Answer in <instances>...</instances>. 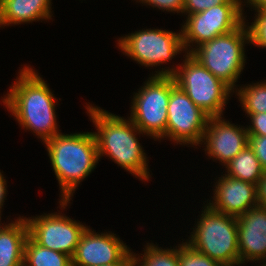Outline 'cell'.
<instances>
[{"instance_id": "obj_1", "label": "cell", "mask_w": 266, "mask_h": 266, "mask_svg": "<svg viewBox=\"0 0 266 266\" xmlns=\"http://www.w3.org/2000/svg\"><path fill=\"white\" fill-rule=\"evenodd\" d=\"M3 103L22 128L32 130L42 142L61 133L56 123V98L33 68L23 67Z\"/></svg>"}, {"instance_id": "obj_2", "label": "cell", "mask_w": 266, "mask_h": 266, "mask_svg": "<svg viewBox=\"0 0 266 266\" xmlns=\"http://www.w3.org/2000/svg\"><path fill=\"white\" fill-rule=\"evenodd\" d=\"M90 119L98 132H93L98 157L107 155L116 164L141 180H149L146 153H144L136 134L142 133L131 121L109 113L98 106H86Z\"/></svg>"}, {"instance_id": "obj_3", "label": "cell", "mask_w": 266, "mask_h": 266, "mask_svg": "<svg viewBox=\"0 0 266 266\" xmlns=\"http://www.w3.org/2000/svg\"><path fill=\"white\" fill-rule=\"evenodd\" d=\"M44 144L61 189L60 207L65 209L78 184L99 161L96 139L93 132L59 133Z\"/></svg>"}, {"instance_id": "obj_4", "label": "cell", "mask_w": 266, "mask_h": 266, "mask_svg": "<svg viewBox=\"0 0 266 266\" xmlns=\"http://www.w3.org/2000/svg\"><path fill=\"white\" fill-rule=\"evenodd\" d=\"M182 65L156 71L154 75L173 76L175 83L194 104L210 117L222 116L225 105L233 91L222 80L214 76L190 53L184 55ZM165 69V70H164Z\"/></svg>"}, {"instance_id": "obj_5", "label": "cell", "mask_w": 266, "mask_h": 266, "mask_svg": "<svg viewBox=\"0 0 266 266\" xmlns=\"http://www.w3.org/2000/svg\"><path fill=\"white\" fill-rule=\"evenodd\" d=\"M200 220L186 242L221 266L240 265L237 217L204 206Z\"/></svg>"}, {"instance_id": "obj_6", "label": "cell", "mask_w": 266, "mask_h": 266, "mask_svg": "<svg viewBox=\"0 0 266 266\" xmlns=\"http://www.w3.org/2000/svg\"><path fill=\"white\" fill-rule=\"evenodd\" d=\"M250 43L246 22L229 33L219 35L204 42L190 53L214 76L227 84L234 92V87L245 66V44Z\"/></svg>"}, {"instance_id": "obj_7", "label": "cell", "mask_w": 266, "mask_h": 266, "mask_svg": "<svg viewBox=\"0 0 266 266\" xmlns=\"http://www.w3.org/2000/svg\"><path fill=\"white\" fill-rule=\"evenodd\" d=\"M171 92V76L154 75L133 96L130 118L134 125L153 139L166 133L167 106Z\"/></svg>"}, {"instance_id": "obj_8", "label": "cell", "mask_w": 266, "mask_h": 266, "mask_svg": "<svg viewBox=\"0 0 266 266\" xmlns=\"http://www.w3.org/2000/svg\"><path fill=\"white\" fill-rule=\"evenodd\" d=\"M242 3L244 2L241 0H228L225 4L188 15L186 22L181 27L185 53H191L195 43H197L195 47H198L204 42L240 27L245 22Z\"/></svg>"}, {"instance_id": "obj_9", "label": "cell", "mask_w": 266, "mask_h": 266, "mask_svg": "<svg viewBox=\"0 0 266 266\" xmlns=\"http://www.w3.org/2000/svg\"><path fill=\"white\" fill-rule=\"evenodd\" d=\"M118 48L145 67L159 66L184 50L182 34L161 29H144L118 40Z\"/></svg>"}, {"instance_id": "obj_10", "label": "cell", "mask_w": 266, "mask_h": 266, "mask_svg": "<svg viewBox=\"0 0 266 266\" xmlns=\"http://www.w3.org/2000/svg\"><path fill=\"white\" fill-rule=\"evenodd\" d=\"M167 112L165 138L168 137L181 145L197 146L202 144L210 116L194 104L175 83L173 76H171V92Z\"/></svg>"}, {"instance_id": "obj_11", "label": "cell", "mask_w": 266, "mask_h": 266, "mask_svg": "<svg viewBox=\"0 0 266 266\" xmlns=\"http://www.w3.org/2000/svg\"><path fill=\"white\" fill-rule=\"evenodd\" d=\"M28 236L40 246L59 251L72 257L80 237L87 226L61 215L45 214L37 217H26Z\"/></svg>"}, {"instance_id": "obj_12", "label": "cell", "mask_w": 266, "mask_h": 266, "mask_svg": "<svg viewBox=\"0 0 266 266\" xmlns=\"http://www.w3.org/2000/svg\"><path fill=\"white\" fill-rule=\"evenodd\" d=\"M101 234V235H100ZM84 230L72 258V266H100L132 262V252L114 233Z\"/></svg>"}, {"instance_id": "obj_13", "label": "cell", "mask_w": 266, "mask_h": 266, "mask_svg": "<svg viewBox=\"0 0 266 266\" xmlns=\"http://www.w3.org/2000/svg\"><path fill=\"white\" fill-rule=\"evenodd\" d=\"M203 142L208 156L225 166L248 145L249 135L246 128L216 116L208 119Z\"/></svg>"}, {"instance_id": "obj_14", "label": "cell", "mask_w": 266, "mask_h": 266, "mask_svg": "<svg viewBox=\"0 0 266 266\" xmlns=\"http://www.w3.org/2000/svg\"><path fill=\"white\" fill-rule=\"evenodd\" d=\"M237 228L240 264L266 261V207L257 205L238 216Z\"/></svg>"}, {"instance_id": "obj_15", "label": "cell", "mask_w": 266, "mask_h": 266, "mask_svg": "<svg viewBox=\"0 0 266 266\" xmlns=\"http://www.w3.org/2000/svg\"><path fill=\"white\" fill-rule=\"evenodd\" d=\"M216 183L215 202L207 204L214 211L238 217L258 205L257 185L227 175H222Z\"/></svg>"}, {"instance_id": "obj_16", "label": "cell", "mask_w": 266, "mask_h": 266, "mask_svg": "<svg viewBox=\"0 0 266 266\" xmlns=\"http://www.w3.org/2000/svg\"><path fill=\"white\" fill-rule=\"evenodd\" d=\"M52 0H0V27L51 19Z\"/></svg>"}, {"instance_id": "obj_17", "label": "cell", "mask_w": 266, "mask_h": 266, "mask_svg": "<svg viewBox=\"0 0 266 266\" xmlns=\"http://www.w3.org/2000/svg\"><path fill=\"white\" fill-rule=\"evenodd\" d=\"M28 237L26 217L21 216L0 228V266H23L24 245Z\"/></svg>"}, {"instance_id": "obj_18", "label": "cell", "mask_w": 266, "mask_h": 266, "mask_svg": "<svg viewBox=\"0 0 266 266\" xmlns=\"http://www.w3.org/2000/svg\"><path fill=\"white\" fill-rule=\"evenodd\" d=\"M227 176L257 185L264 170L249 144L225 165Z\"/></svg>"}, {"instance_id": "obj_19", "label": "cell", "mask_w": 266, "mask_h": 266, "mask_svg": "<svg viewBox=\"0 0 266 266\" xmlns=\"http://www.w3.org/2000/svg\"><path fill=\"white\" fill-rule=\"evenodd\" d=\"M23 266H72V258L40 246L28 236L24 245Z\"/></svg>"}, {"instance_id": "obj_20", "label": "cell", "mask_w": 266, "mask_h": 266, "mask_svg": "<svg viewBox=\"0 0 266 266\" xmlns=\"http://www.w3.org/2000/svg\"><path fill=\"white\" fill-rule=\"evenodd\" d=\"M145 249L143 257H136L137 254L132 252V266H179L178 248L160 249L153 243H147Z\"/></svg>"}, {"instance_id": "obj_21", "label": "cell", "mask_w": 266, "mask_h": 266, "mask_svg": "<svg viewBox=\"0 0 266 266\" xmlns=\"http://www.w3.org/2000/svg\"><path fill=\"white\" fill-rule=\"evenodd\" d=\"M240 88L236 95L246 114L266 113V81Z\"/></svg>"}, {"instance_id": "obj_22", "label": "cell", "mask_w": 266, "mask_h": 266, "mask_svg": "<svg viewBox=\"0 0 266 266\" xmlns=\"http://www.w3.org/2000/svg\"><path fill=\"white\" fill-rule=\"evenodd\" d=\"M179 266H221L186 242L178 245Z\"/></svg>"}, {"instance_id": "obj_23", "label": "cell", "mask_w": 266, "mask_h": 266, "mask_svg": "<svg viewBox=\"0 0 266 266\" xmlns=\"http://www.w3.org/2000/svg\"><path fill=\"white\" fill-rule=\"evenodd\" d=\"M254 22L247 25L252 45L266 48V10H258Z\"/></svg>"}, {"instance_id": "obj_24", "label": "cell", "mask_w": 266, "mask_h": 266, "mask_svg": "<svg viewBox=\"0 0 266 266\" xmlns=\"http://www.w3.org/2000/svg\"><path fill=\"white\" fill-rule=\"evenodd\" d=\"M228 0H184L183 12L184 14L191 15L205 11L214 6L225 4Z\"/></svg>"}, {"instance_id": "obj_25", "label": "cell", "mask_w": 266, "mask_h": 266, "mask_svg": "<svg viewBox=\"0 0 266 266\" xmlns=\"http://www.w3.org/2000/svg\"><path fill=\"white\" fill-rule=\"evenodd\" d=\"M138 2V0H137ZM142 4L157 7L159 10L182 13L184 7V0H139Z\"/></svg>"}, {"instance_id": "obj_26", "label": "cell", "mask_w": 266, "mask_h": 266, "mask_svg": "<svg viewBox=\"0 0 266 266\" xmlns=\"http://www.w3.org/2000/svg\"><path fill=\"white\" fill-rule=\"evenodd\" d=\"M248 144L260 161L261 167L266 171V136L249 135Z\"/></svg>"}, {"instance_id": "obj_27", "label": "cell", "mask_w": 266, "mask_h": 266, "mask_svg": "<svg viewBox=\"0 0 266 266\" xmlns=\"http://www.w3.org/2000/svg\"><path fill=\"white\" fill-rule=\"evenodd\" d=\"M251 124L246 127L248 135L266 136V113L247 114Z\"/></svg>"}, {"instance_id": "obj_28", "label": "cell", "mask_w": 266, "mask_h": 266, "mask_svg": "<svg viewBox=\"0 0 266 266\" xmlns=\"http://www.w3.org/2000/svg\"><path fill=\"white\" fill-rule=\"evenodd\" d=\"M257 199L259 206L266 207V171L257 184Z\"/></svg>"}, {"instance_id": "obj_29", "label": "cell", "mask_w": 266, "mask_h": 266, "mask_svg": "<svg viewBox=\"0 0 266 266\" xmlns=\"http://www.w3.org/2000/svg\"><path fill=\"white\" fill-rule=\"evenodd\" d=\"M3 174L0 172V207L2 208L3 203L5 202V197H6V179Z\"/></svg>"}, {"instance_id": "obj_30", "label": "cell", "mask_w": 266, "mask_h": 266, "mask_svg": "<svg viewBox=\"0 0 266 266\" xmlns=\"http://www.w3.org/2000/svg\"><path fill=\"white\" fill-rule=\"evenodd\" d=\"M248 5H251L253 9L258 10H266V0H246Z\"/></svg>"}, {"instance_id": "obj_31", "label": "cell", "mask_w": 266, "mask_h": 266, "mask_svg": "<svg viewBox=\"0 0 266 266\" xmlns=\"http://www.w3.org/2000/svg\"><path fill=\"white\" fill-rule=\"evenodd\" d=\"M100 266H132V262H117V263H112L108 265H100Z\"/></svg>"}, {"instance_id": "obj_32", "label": "cell", "mask_w": 266, "mask_h": 266, "mask_svg": "<svg viewBox=\"0 0 266 266\" xmlns=\"http://www.w3.org/2000/svg\"><path fill=\"white\" fill-rule=\"evenodd\" d=\"M1 207H0V221H1ZM6 225H4V226H2L1 224H0V228H2V227H5Z\"/></svg>"}, {"instance_id": "obj_33", "label": "cell", "mask_w": 266, "mask_h": 266, "mask_svg": "<svg viewBox=\"0 0 266 266\" xmlns=\"http://www.w3.org/2000/svg\"><path fill=\"white\" fill-rule=\"evenodd\" d=\"M261 266H266V261L263 262V264Z\"/></svg>"}]
</instances>
